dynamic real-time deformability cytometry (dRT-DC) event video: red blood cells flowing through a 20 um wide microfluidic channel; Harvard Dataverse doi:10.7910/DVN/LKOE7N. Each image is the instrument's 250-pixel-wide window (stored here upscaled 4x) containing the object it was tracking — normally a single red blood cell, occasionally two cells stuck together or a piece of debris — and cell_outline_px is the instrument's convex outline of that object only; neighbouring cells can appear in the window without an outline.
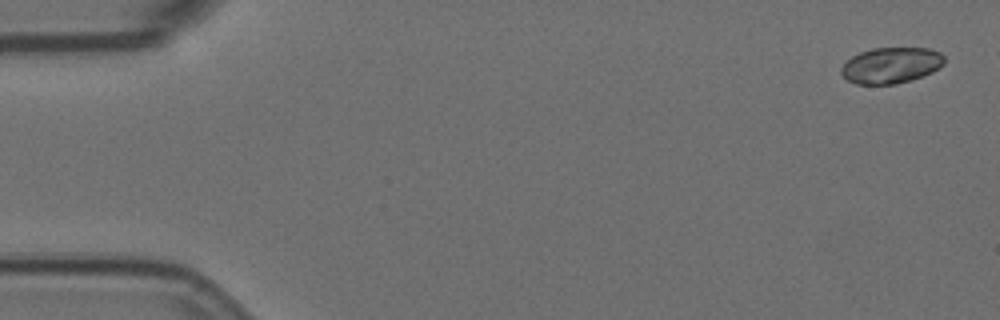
{"species": "Egyptian fruit bat (a non-hibernating species)", "species_latin": "Rousettus aegyptiacus", "temperature_condition": "room temperature", "stored_images_in_passage": 5, "camera_frame_rate_fps": 3000, "um_per_image_px": 0.085, "animal": {"sex": "female"}, "frame": {"image": 1, "passage_image": 1, "time_ms": 0.0, "image_size_px": [1000, 320], "cell_outline_px": [[944, 64], [932, 72], [896, 84], [856, 84], [848, 80], [840, 72], [840, 68], [852, 56], [860, 52], [872, 48], [928, 48], [940, 52], [944, 56]], "centroid_in_image_um": [75.73, 5.54], "position_along_channel_um": 9.3, "area_um2": 21.44}}